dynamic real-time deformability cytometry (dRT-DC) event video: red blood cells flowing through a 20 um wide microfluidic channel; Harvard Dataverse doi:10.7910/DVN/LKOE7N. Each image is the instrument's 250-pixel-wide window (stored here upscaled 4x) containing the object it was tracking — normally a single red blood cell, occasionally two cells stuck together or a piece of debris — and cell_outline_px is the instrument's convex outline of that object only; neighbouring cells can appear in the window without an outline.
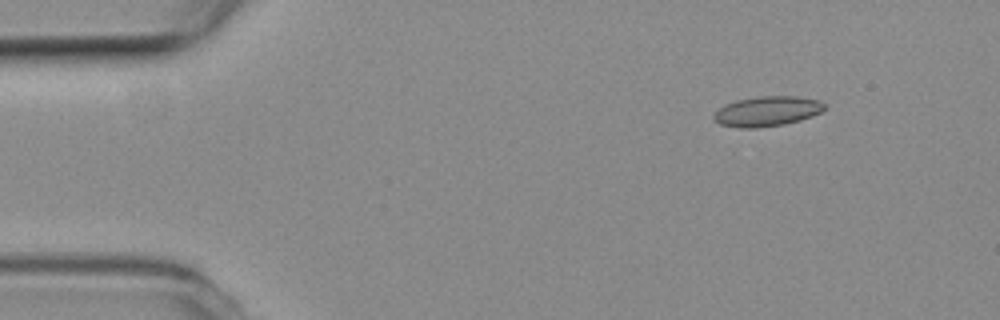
{"species": "common noctule bat (a hibernating species)", "species_latin": "Nyctalus noctula", "temperature_condition": "room temperature", "stored_images_in_passage": 49, "camera_frame_rate_fps": 3000, "um_per_image_px": 0.085, "animal": {"sex": "female", "body_mass_g": 19.3, "forearm_length_mm": 54.1}, "frame": {"image": 1, "passage_image": 1, "time_ms": 0.0, "image_size_px": [1000, 320], "cell_outline_px": [[824, 108], [820, 112], [812, 116], [800, 120], [784, 124], [756, 128], [740, 128], [720, 124], [712, 116], [724, 104], [736, 100], [756, 96], [796, 96], [816, 100], [824, 104]], "centroid_in_image_um": [65.17, 9.45], "position_along_channel_um": 19.8, "area_um2": 19.19}}
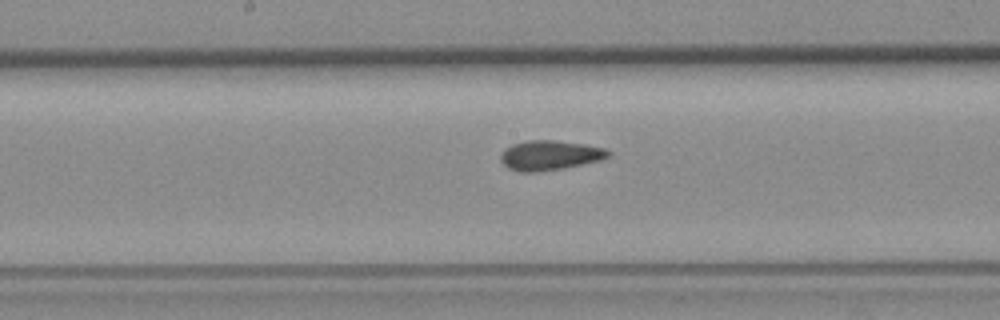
{"frame": {"image": 2, "passage_image": 22, "time_ms": 7.0, "image_size_px": [1000, 320], "cell_outline_px": [[612, 152], [608, 156], [600, 160], [564, 168], [540, 172], [520, 172], [508, 168], [500, 160], [500, 156], [504, 148], [512, 144], [528, 140], [552, 140], [584, 144], [604, 148]], "centroid_in_image_um": [46.7, 13.2], "position_along_channel_um": 201.5, "area_um2": 18.67}}
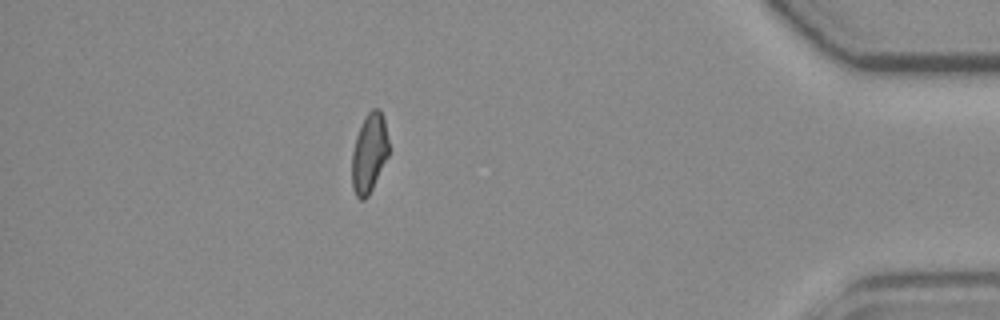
{"frame": {"image": 3, "passage_image": 42, "time_ms": 13.667, "image_size_px": [1000, 320], "cell_outline_px": [[388, 156], [368, 196], [364, 200], [360, 200], [356, 196], [352, 188], [352, 152], [356, 136], [364, 116], [372, 108], [380, 108], [384, 120], [388, 140]], "centroid_in_image_um": [31.37, 13.0], "position_along_channel_um": 403.8, "area_um2": 16.99}, "authors_computed_cell_mechanics": {"area_um2": 17.918, "velocity_mm_per_s": 3.7921, "shape_relaxation_time_tau1_ms": 10.2069, "shape_relaxation_time_tau2_ms": 2.1453, "deformation_change_tau1": 0.2016, "deformation_change_tau2": 0.0983}}